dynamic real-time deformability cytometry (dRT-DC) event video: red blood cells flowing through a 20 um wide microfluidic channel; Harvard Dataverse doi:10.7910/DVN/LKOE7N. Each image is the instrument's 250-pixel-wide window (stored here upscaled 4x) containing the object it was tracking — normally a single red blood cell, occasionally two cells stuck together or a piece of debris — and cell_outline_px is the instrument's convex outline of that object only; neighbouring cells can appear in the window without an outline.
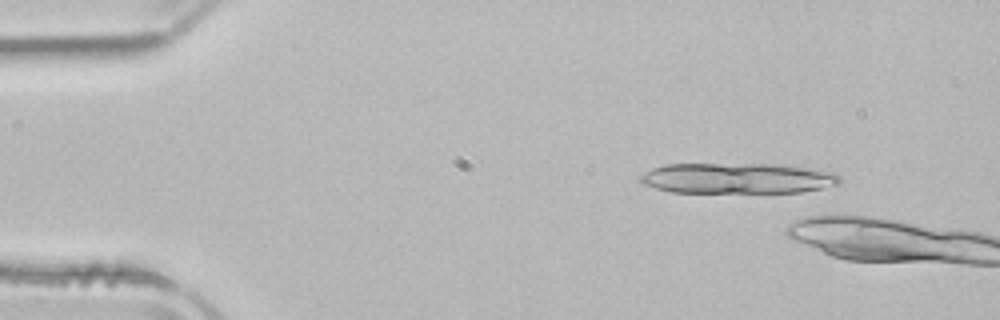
{"species": "common noctule bat (a hibernating species)", "species_latin": "Nyctalus noctula", "temperature_condition": "room temperature", "stored_images_in_passage": 4, "camera_frame_rate_fps": 3000, "um_per_image_px": 0.085, "animal": {"sex": "male", "body_mass_g": 21.5, "forearm_length_mm": 52.0}, "frame": {"image": 1, "passage_image": 1, "time_ms": 0.0, "image_size_px": [1000, 320], "cell_outline_px": [[840, 184], [800, 192], [672, 192], [656, 188], [644, 184], [640, 180], [640, 176], [644, 172], [652, 168], [664, 164], [780, 164], [832, 172], [840, 176]], "centroid_in_image_um": [62.66, 15.15], "position_along_channel_um": 22.3, "area_um2": 35.37}}